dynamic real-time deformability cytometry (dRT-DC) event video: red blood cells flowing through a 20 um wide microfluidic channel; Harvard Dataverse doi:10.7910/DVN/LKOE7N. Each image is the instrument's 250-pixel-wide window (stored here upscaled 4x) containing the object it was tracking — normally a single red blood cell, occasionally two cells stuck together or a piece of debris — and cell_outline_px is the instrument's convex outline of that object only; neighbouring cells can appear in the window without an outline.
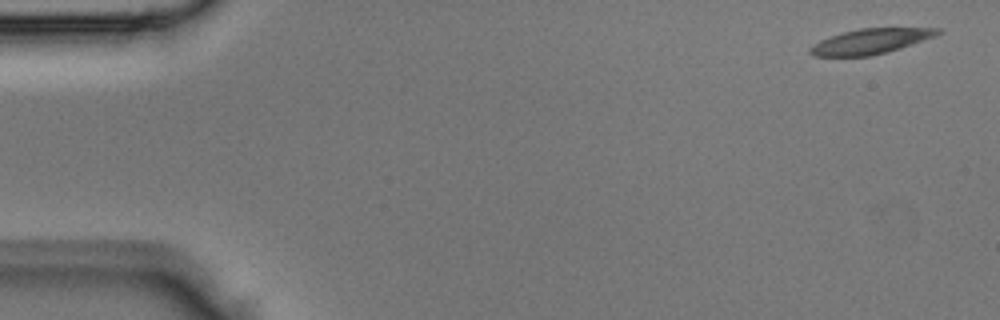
{"species": "Egyptian fruit bat (a non-hibernating species)", "species_latin": "Rousettus aegyptiacus", "temperature_condition": "room temperature", "stored_images_in_passage": 3, "segment_of_instrument_passage": [2, 2], "camera_frame_rate_fps": 3000, "um_per_image_px": 0.085, "animal": {"sex": "male"}, "frame": {"image": 1, "passage_image": 3, "time_ms": 0.667, "image_size_px": [1000, 320], "cell_outline_px": [[944, 32], [936, 36], [888, 52], [872, 56], [812, 56], [808, 52], [808, 48], [812, 44], [820, 40], [844, 32], [860, 28], [944, 28]], "centroid_in_image_um": [74.02, 3.51], "position_along_channel_um": 11.0, "area_um2": 18.84}}